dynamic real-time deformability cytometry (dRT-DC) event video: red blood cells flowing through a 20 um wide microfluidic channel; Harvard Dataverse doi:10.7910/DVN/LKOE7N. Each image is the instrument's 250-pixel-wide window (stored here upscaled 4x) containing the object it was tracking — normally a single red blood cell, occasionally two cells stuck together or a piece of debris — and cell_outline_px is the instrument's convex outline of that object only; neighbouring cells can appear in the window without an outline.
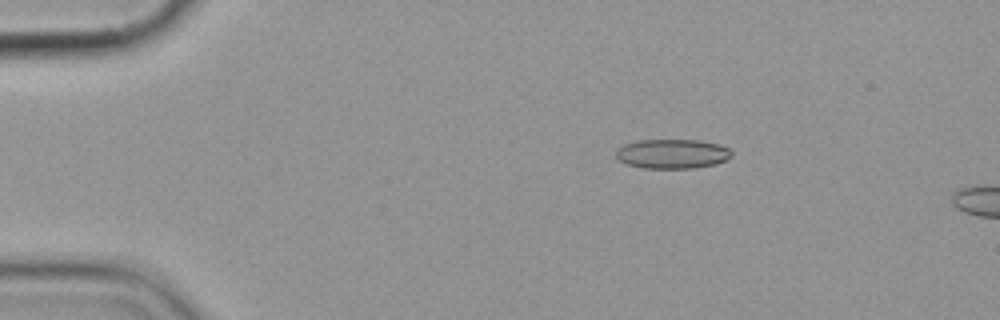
{"species": "common noctule bat (a hibernating species)", "species_latin": "Nyctalus noctula", "temperature_condition": "cold", "stored_images_in_passage": 4, "camera_frame_rate_fps": 3000, "um_per_image_px": 0.085, "animal": {"sex": "female", "body_mass_g": 19.9}, "frame": {"image": 1, "passage_image": 1, "time_ms": 0.0, "image_size_px": [1000, 320], "cell_outline_px": [[732, 156], [716, 164], [692, 168], [644, 168], [624, 164], [616, 156], [616, 148], [624, 144], [636, 140], [700, 140], [720, 144], [728, 148], [732, 152]], "centroid_in_image_um": [57.12, 13.07], "position_along_channel_um": 27.9, "area_um2": 20.0}}